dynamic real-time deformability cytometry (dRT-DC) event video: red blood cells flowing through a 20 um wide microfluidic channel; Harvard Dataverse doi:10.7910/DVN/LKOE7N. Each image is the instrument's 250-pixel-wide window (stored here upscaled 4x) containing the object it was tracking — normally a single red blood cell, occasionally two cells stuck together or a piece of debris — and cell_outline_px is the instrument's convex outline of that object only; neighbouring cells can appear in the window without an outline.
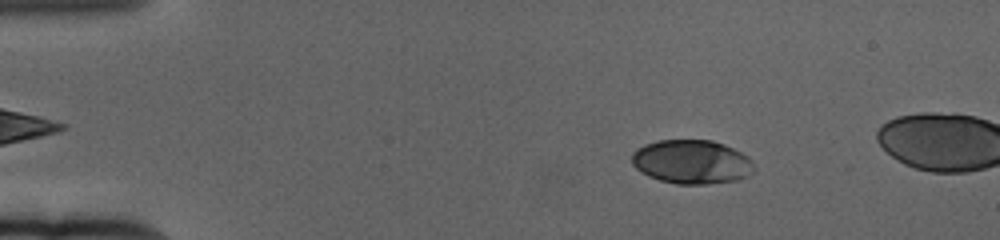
{"species": "human", "species_latin": "Homo sapiens", "temperature_condition": "cold", "stored_images_in_passage": 58, "camera_frame_rate_fps": 3000, "um_per_image_px": 0.085, "donor": {"sex": "female"}, "frame": {"image": 1, "passage_image": 10, "time_ms": 3.0, "image_size_px": [1000, 240], "cell_outline_px": [[752, 172], [736, 180], [708, 184], [676, 184], [660, 180], [648, 176], [640, 172], [632, 164], [632, 152], [636, 148], [644, 144], [660, 140], [712, 140], [724, 144], [748, 156], [752, 160]], "centroid_in_image_um": [58.74, 13.75], "position_along_channel_um": 26.3, "area_um2": 31.27}}
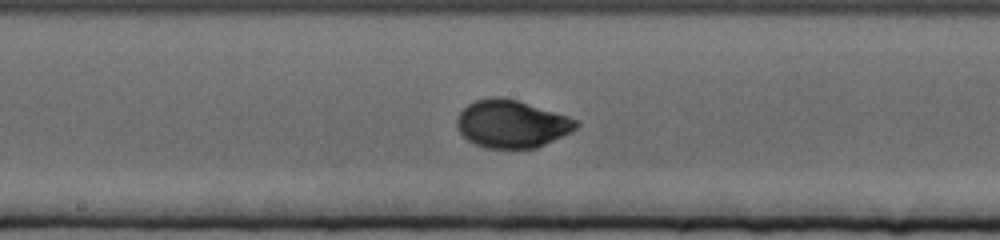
{"frame": {"image": 2, "passage_image": 33, "time_ms": 10.667, "image_size_px": [1000, 240], "cell_outline_px": [[580, 124], [572, 132], [536, 148], [484, 148], [468, 140], [460, 132], [456, 124], [456, 120], [460, 112], [468, 104], [476, 100], [492, 96], [500, 96], [516, 100], [568, 116], [576, 120]], "centroid_in_image_um": [43.49, 10.53], "position_along_channel_um": 204.7, "area_um2": 33.0}}
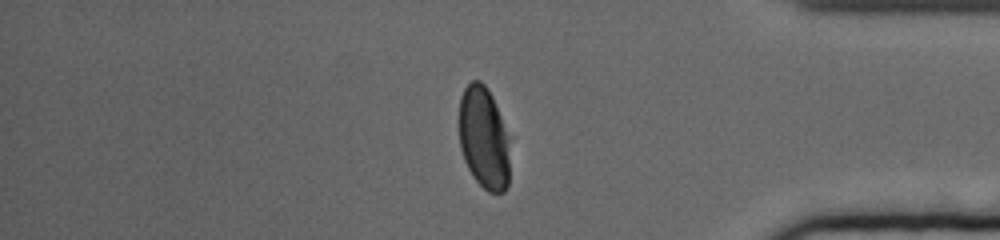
{"frame": {"image": 3, "passage_image": 52, "time_ms": 17.0, "image_size_px": [1000, 240], "cell_outline_px": [[508, 184], [504, 192], [488, 192], [472, 176], [464, 160], [460, 148], [460, 96], [464, 88], [472, 80], [480, 80], [484, 84], [492, 96], [500, 116], [508, 140]], "centroid_in_image_um": [41.1, 11.73], "position_along_channel_um": 394.1, "area_um2": 29.82}}